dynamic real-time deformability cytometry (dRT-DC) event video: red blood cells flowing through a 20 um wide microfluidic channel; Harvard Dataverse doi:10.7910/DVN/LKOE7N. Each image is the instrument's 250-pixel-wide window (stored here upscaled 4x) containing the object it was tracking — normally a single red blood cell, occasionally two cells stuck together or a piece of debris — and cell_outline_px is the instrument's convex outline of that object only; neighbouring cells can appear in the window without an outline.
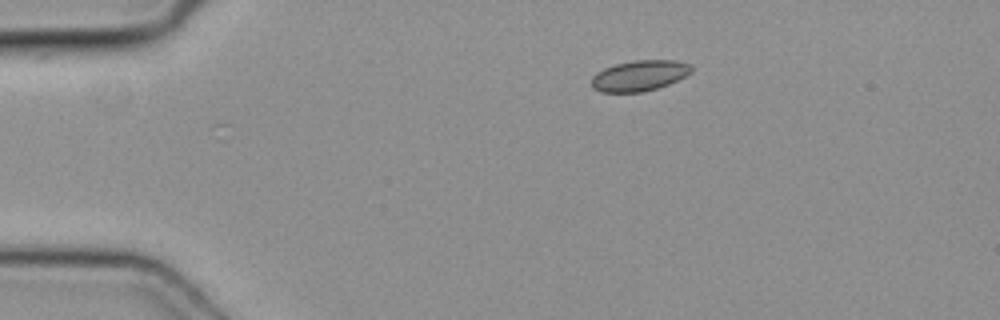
{"species": "common noctule bat (a hibernating species)", "species_latin": "Nyctalus noctula", "temperature_condition": "cold", "stored_images_in_passage": 36, "camera_frame_rate_fps": 3000, "um_per_image_px": 0.085, "animal": {"sex": "female", "body_mass_g": 19.3, "forearm_length_mm": 54.1}, "frame": {"image": 1, "passage_image": 1, "time_ms": 0.0, "image_size_px": [1000, 320], "cell_outline_px": [[692, 72], [668, 84], [644, 92], [600, 92], [592, 88], [592, 76], [596, 72], [604, 68], [616, 64], [632, 60], [676, 60], [692, 64]], "centroid_in_image_um": [54.34, 6.42], "position_along_channel_um": 30.7, "area_um2": 17.92}}
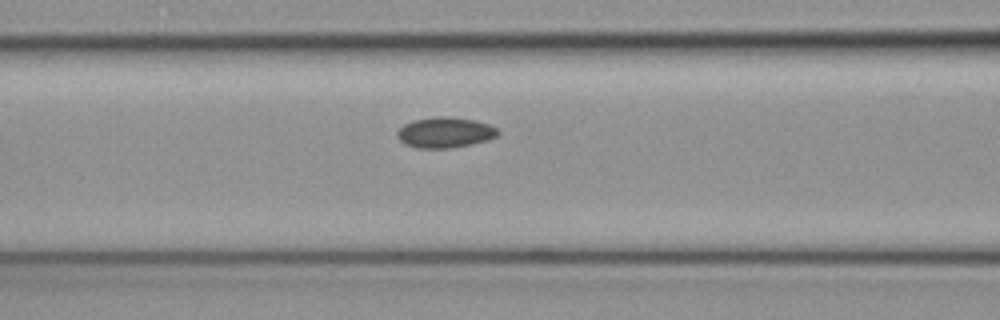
{"frame": {"image": 2, "passage_image": 12, "time_ms": 3.667, "image_size_px": [1000, 320], "cell_outline_px": [[500, 132], [496, 136], [488, 140], [472, 144], [452, 148], [416, 148], [404, 144], [396, 136], [396, 132], [404, 124], [412, 120], [436, 116], [448, 116], [476, 120], [488, 124], [496, 128]], "centroid_in_image_um": [37.81, 11.26], "position_along_channel_um": 128.8, "area_um2": 18.15}}
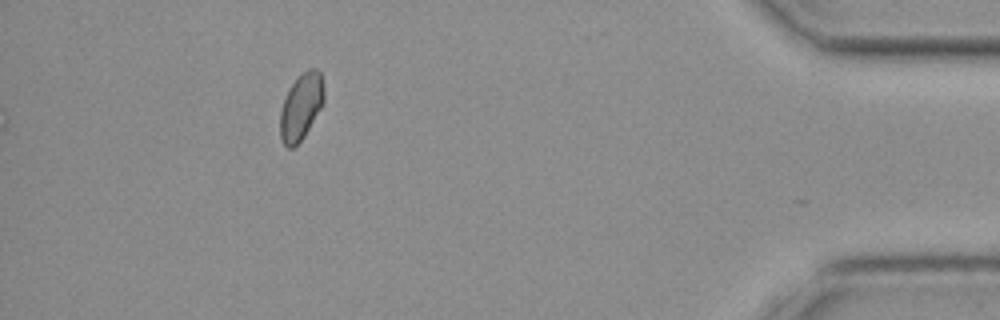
{"frame": {"image": 3, "passage_image": 36, "time_ms": 11.667, "image_size_px": [1000, 320], "cell_outline_px": [[324, 104], [304, 136], [292, 148], [288, 148], [284, 144], [280, 136], [280, 112], [284, 100], [292, 84], [300, 72], [308, 68], [316, 68], [320, 72], [324, 88]], "centroid_in_image_um": [25.61, 9.03], "position_along_channel_um": 409.6, "area_um2": 16.99}}